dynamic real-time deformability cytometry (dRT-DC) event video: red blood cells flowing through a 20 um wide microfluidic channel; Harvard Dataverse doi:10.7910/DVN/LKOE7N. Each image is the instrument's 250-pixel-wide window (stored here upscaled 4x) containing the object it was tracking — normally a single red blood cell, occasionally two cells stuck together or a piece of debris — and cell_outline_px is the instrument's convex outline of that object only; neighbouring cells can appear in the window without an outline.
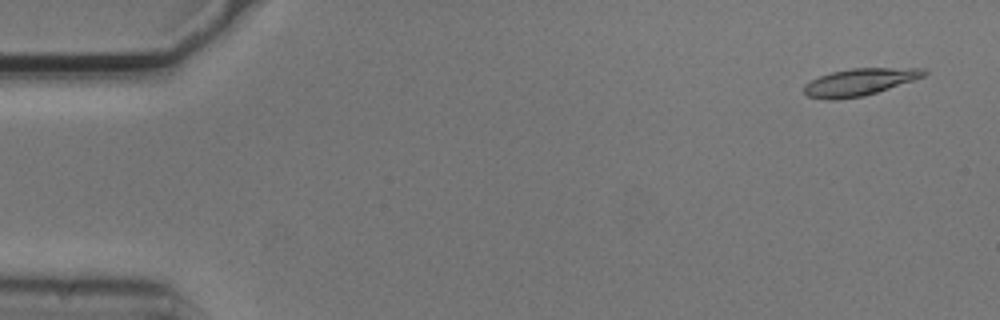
{"species": "common noctule bat (a hibernating species)", "species_latin": "Nyctalus noctula", "temperature_condition": "cold", "stored_images_in_passage": 4, "camera_frame_rate_fps": 3000, "um_per_image_px": 0.085, "animal": {"sex": "male", "body_mass_g": 20.5, "forearm_length_mm": 52.5}, "frame": {"image": 1, "passage_image": 1, "time_ms": 0.0, "image_size_px": [1000, 320], "cell_outline_px": [[928, 72], [924, 76], [864, 96], [836, 100], [828, 100], [808, 96], [804, 92], [804, 84], [820, 76], [832, 72], [852, 68], [924, 68]], "centroid_in_image_um": [73.03, 6.97], "position_along_channel_um": 12.0, "area_um2": 18.73}}
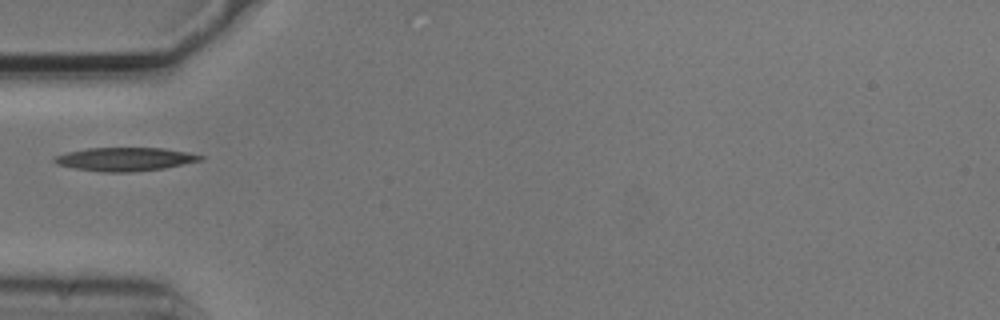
{"frame": {"image": 2, "passage_image": 4, "time_ms": 1.0, "image_size_px": [1000, 320], "cell_outline_px": [[204, 160], [164, 168], [132, 172], [100, 172], [76, 168], [56, 164], [52, 160], [52, 156], [68, 152], [88, 148], [164, 148], [188, 152], [204, 156]], "centroid_in_image_um": [10.63, 13.53], "position_along_channel_um": 74.4, "area_um2": 20.06}}